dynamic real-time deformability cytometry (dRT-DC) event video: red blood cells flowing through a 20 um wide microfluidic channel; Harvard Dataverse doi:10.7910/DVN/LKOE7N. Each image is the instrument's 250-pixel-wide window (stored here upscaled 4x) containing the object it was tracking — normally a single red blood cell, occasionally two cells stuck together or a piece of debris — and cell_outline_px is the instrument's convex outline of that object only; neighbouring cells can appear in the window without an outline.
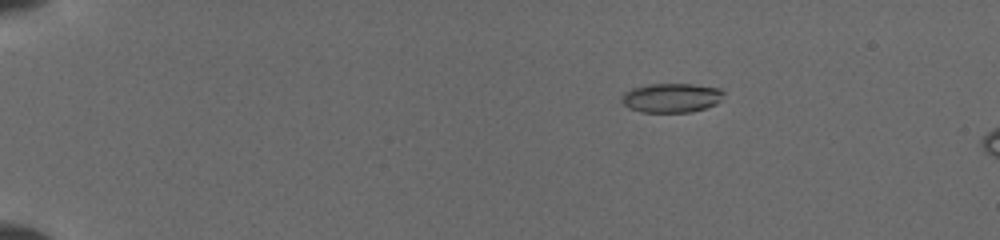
{"species": "common noctule bat (a hibernating species)", "species_latin": "Nyctalus noctula", "temperature_condition": "cold", "stored_images_in_passage": 45, "camera_frame_rate_fps": 3000, "um_per_image_px": 0.085, "animal": {"sex": "female", "body_mass_g": 19.5, "forearm_length_mm": 54.1}, "frame": {"image": 1, "passage_image": 1, "time_ms": 0.0, "image_size_px": [1000, 240], "cell_outline_px": [[724, 92], [720, 100], [716, 104], [692, 112], [640, 112], [628, 108], [620, 100], [620, 96], [624, 92], [632, 88], [652, 84], [692, 84], [720, 88]], "centroid_in_image_um": [57.04, 8.32], "position_along_channel_um": 28.0, "area_um2": 17.46}}
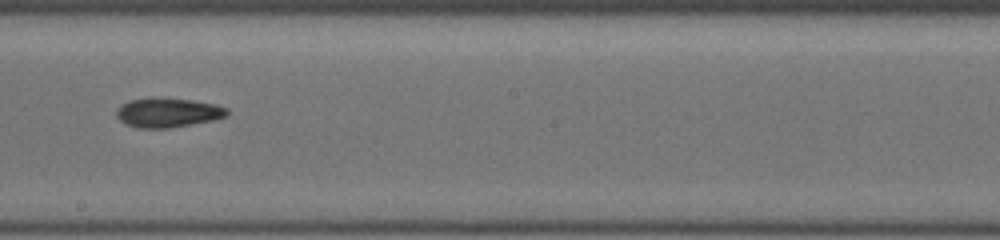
{"frame": {"image": 2, "passage_image": 29, "time_ms": 7.667, "image_size_px": [1000, 240], "cell_outline_px": [[228, 116], [212, 120], [172, 128], [136, 128], [124, 124], [116, 116], [116, 112], [124, 104], [132, 100], [188, 100], [212, 104], [228, 108]], "centroid_in_image_um": [14.29, 9.63], "position_along_channel_um": 233.9, "area_um2": 18.09}}
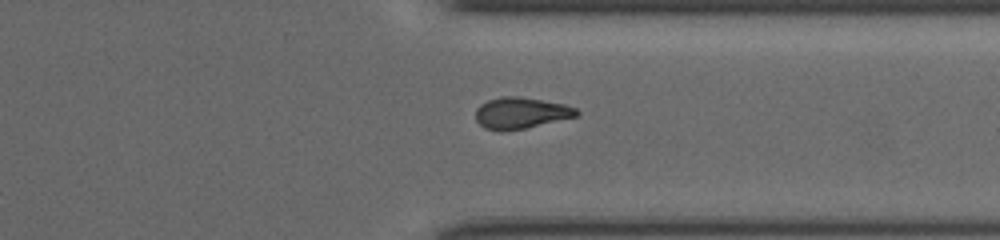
{"frame": {"image": 3, "passage_image": 44, "time_ms": 11.0, "image_size_px": [1000, 240], "cell_outline_px": [[580, 112], [576, 116], [524, 128], [500, 132], [484, 128], [476, 120], [476, 108], [480, 104], [488, 100], [500, 96], [516, 96], [564, 104], [576, 108]], "centroid_in_image_um": [44.22, 9.6], "position_along_channel_um": 367.2, "area_um2": 18.26}}